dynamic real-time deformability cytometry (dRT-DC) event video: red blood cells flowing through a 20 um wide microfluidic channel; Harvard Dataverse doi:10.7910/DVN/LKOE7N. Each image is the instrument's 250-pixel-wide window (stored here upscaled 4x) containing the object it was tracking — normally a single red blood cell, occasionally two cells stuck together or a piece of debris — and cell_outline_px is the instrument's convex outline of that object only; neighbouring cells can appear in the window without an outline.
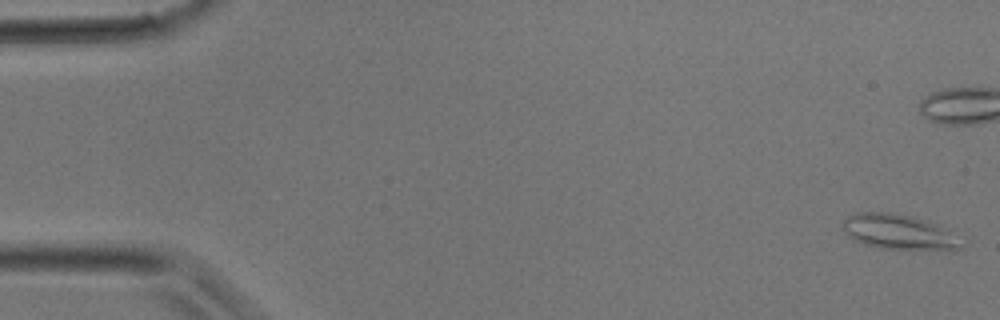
{"species": "common noctule bat (a hibernating species)", "species_latin": "Nyctalus noctula", "temperature_condition": "room temperature", "stored_images_in_passage": 35, "camera_frame_rate_fps": 3000, "um_per_image_px": 0.085, "animal": {"sex": "male", "body_mass_g": 17.9}, "frame": {"image": 1, "passage_image": 1, "time_ms": 0.0, "image_size_px": [1000, 320], "cell_outline_px": [[960, 248], [952, 252], [880, 248], [864, 244], [848, 236], [844, 232], [840, 220], [856, 212], [892, 212], [916, 216], [936, 224]], "centroid_in_image_um": [76.24, 19.71], "position_along_channel_um": 8.8, "area_um2": 24.04}}
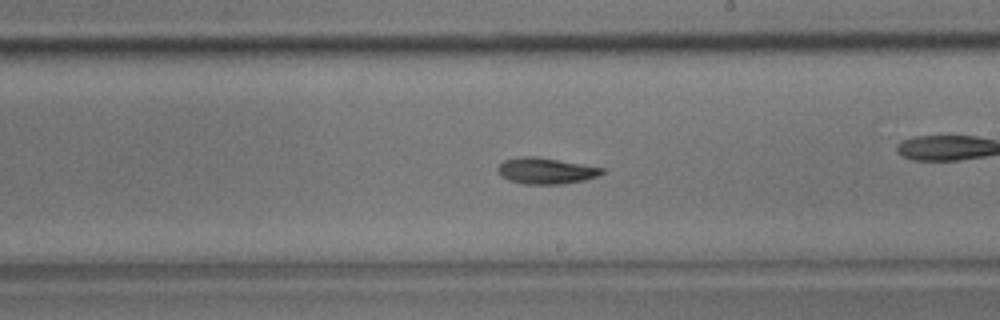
{"frame": {"image": 2, "passage_image": 20, "time_ms": 6.333, "image_size_px": [1000, 320], "cell_outline_px": [[604, 172], [596, 176], [584, 180], [560, 184], [524, 184], [508, 180], [500, 176], [496, 168], [504, 160], [520, 156], [536, 156], [604, 168]], "centroid_in_image_um": [46.34, 14.52], "position_along_channel_um": 242.7, "area_um2": 15.84}}